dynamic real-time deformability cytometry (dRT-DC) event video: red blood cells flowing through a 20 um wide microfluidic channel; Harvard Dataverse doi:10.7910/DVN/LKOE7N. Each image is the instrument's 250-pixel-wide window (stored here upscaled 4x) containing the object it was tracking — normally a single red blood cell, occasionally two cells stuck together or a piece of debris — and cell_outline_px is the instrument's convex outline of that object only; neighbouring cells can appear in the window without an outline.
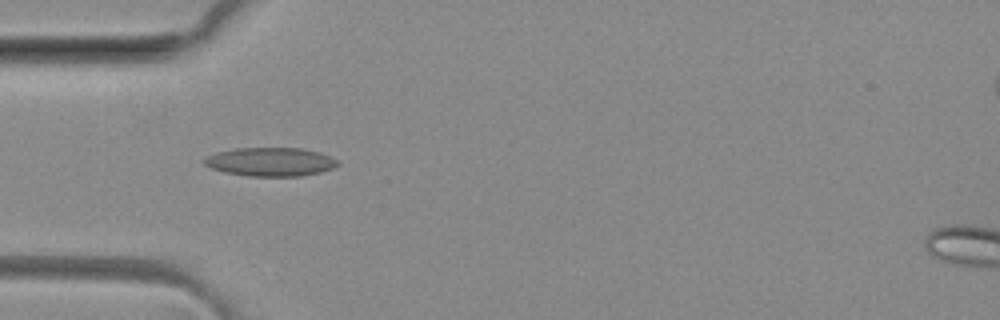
{"species": "common noctule bat (a hibernating species)", "species_latin": "Nyctalus noctula", "temperature_condition": "room temperature", "stored_images_in_passage": 50, "camera_frame_rate_fps": 3000, "um_per_image_px": 0.085, "animal": {"sex": "female", "body_mass_g": 29.2, "forearm_length_mm": 56.3}, "frame": {"image": 1, "passage_image": 15, "time_ms": 4.667, "image_size_px": [1000, 320], "cell_outline_px": [[340, 164], [332, 168], [320, 172], [300, 176], [248, 176], [224, 172], [212, 168], [204, 164], [204, 160], [208, 156], [216, 152], [236, 148], [304, 148], [320, 152], [336, 160]], "centroid_in_image_um": [22.99, 13.75], "position_along_channel_um": 62.0, "area_um2": 22.2}}
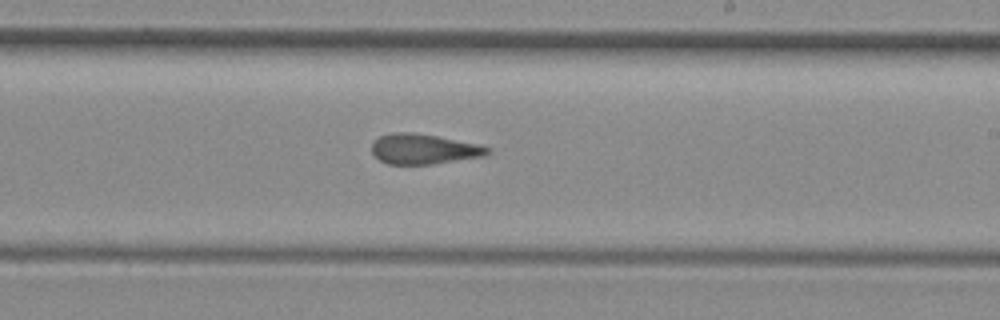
{"frame": {"image": 2, "passage_image": 29, "time_ms": 9.333, "image_size_px": [1000, 320], "cell_outline_px": [[492, 152], [484, 156], [432, 164], [388, 164], [380, 160], [372, 152], [372, 144], [380, 136], [396, 132], [412, 132], [436, 136], [480, 144], [492, 148]], "centroid_in_image_um": [36.07, 12.67], "position_along_channel_um": 252.9, "area_um2": 20.29}}
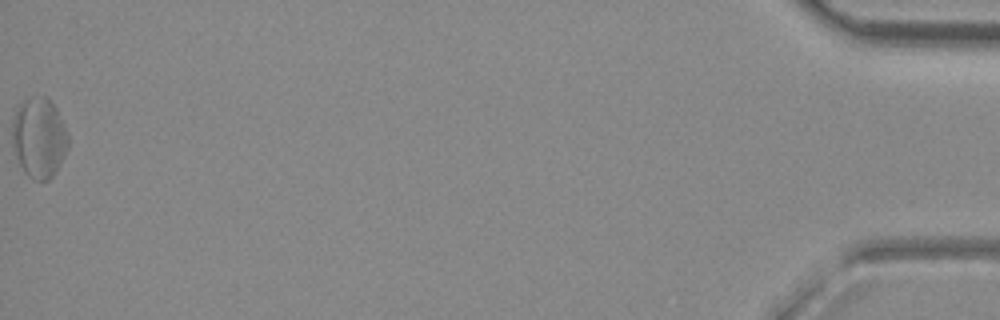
{"frame": {"image": 3, "passage_image": 50, "time_ms": 16.333, "image_size_px": [1000, 320], "cell_outline_px": [[68, 148], [64, 156], [52, 176], [48, 180], [32, 180], [24, 172], [16, 156], [12, 144], [12, 120], [16, 108], [24, 100], [32, 96], [44, 96], [56, 108], [68, 132]], "centroid_in_image_um": [3.3, 11.7], "position_along_channel_um": 431.9, "area_um2": 26.18}, "authors_computed_cell_mechanics": {"area_um2": 21.7328, "velocity_mm_per_s": 4.1178, "shape_relaxation_time_tau1_ms": null, "shape_relaxation_time_tau2_ms": 2.4693, "deformation_change_tau1": null, "deformation_change_tau2": 0.121}}